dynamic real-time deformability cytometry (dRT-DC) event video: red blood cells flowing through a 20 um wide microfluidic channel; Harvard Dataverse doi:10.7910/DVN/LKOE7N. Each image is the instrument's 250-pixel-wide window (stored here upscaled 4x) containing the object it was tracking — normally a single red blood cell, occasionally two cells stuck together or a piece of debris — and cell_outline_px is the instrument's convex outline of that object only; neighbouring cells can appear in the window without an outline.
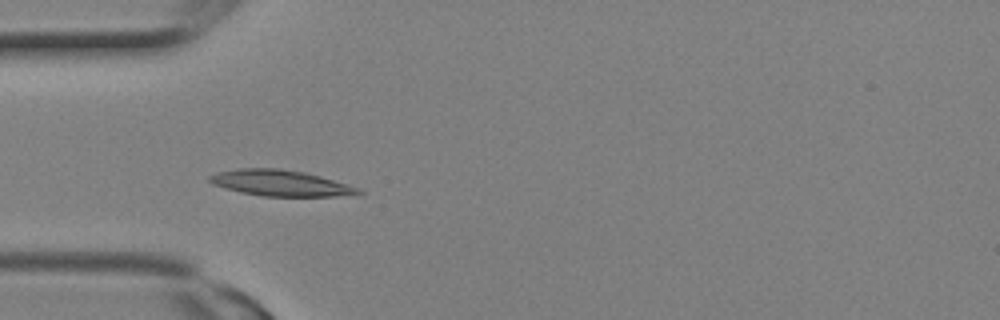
{"species": "Egyptian fruit bat (a non-hibernating species)", "species_latin": "Rousettus aegyptiacus", "temperature_condition": "room temperature", "stored_images_in_passage": 3, "camera_frame_rate_fps": 3000, "um_per_image_px": 0.085, "animal": {"sex": "female"}, "frame": {"image": 1, "passage_image": 3, "time_ms": 0.667, "image_size_px": [1000, 320], "cell_outline_px": [[364, 192], [332, 196], [264, 196], [240, 192], [212, 184], [208, 180], [208, 176], [216, 172], [240, 168], [280, 168], [304, 172], [320, 176], [360, 188]], "centroid_in_image_um": [23.78, 15.55], "position_along_channel_um": 61.2, "area_um2": 22.31}}